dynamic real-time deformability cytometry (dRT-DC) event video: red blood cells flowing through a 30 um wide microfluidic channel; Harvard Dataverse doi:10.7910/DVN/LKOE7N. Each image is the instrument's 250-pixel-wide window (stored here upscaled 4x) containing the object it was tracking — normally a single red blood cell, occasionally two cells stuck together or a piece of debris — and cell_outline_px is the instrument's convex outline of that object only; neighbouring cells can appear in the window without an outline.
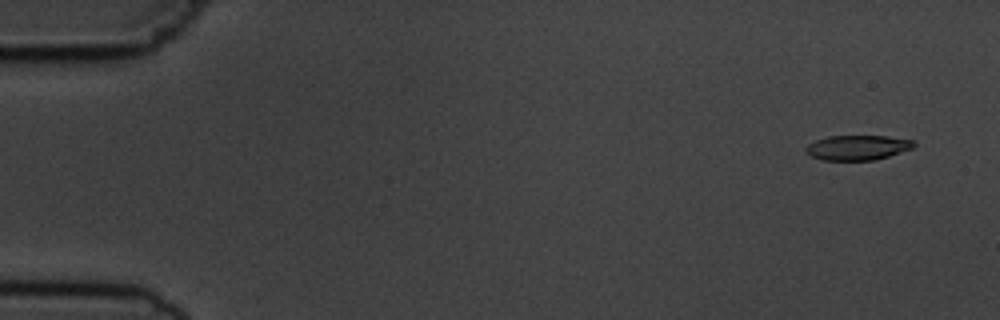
{"species": "common noctule bat (a hibernating species)", "species_latin": "Nyctalus noctula", "temperature_condition": "cold", "stored_images_in_passage": 10, "camera_frame_rate_fps": 3000, "um_per_image_px": 0.085, "animal": {"sex": "male", "body_mass_g": 19.5, "forearm_length_mm": 54.6}, "frame": {"image": 1, "passage_image": 1, "time_ms": 0.0, "image_size_px": [1000, 320], "cell_outline_px": [[916, 144], [912, 148], [888, 156], [872, 160], [824, 160], [812, 156], [804, 152], [804, 148], [808, 144], [816, 140], [828, 136], [884, 136], [912, 140]], "centroid_in_image_um": [72.84, 12.54], "position_along_channel_um": 12.2, "area_um2": 15.49}}
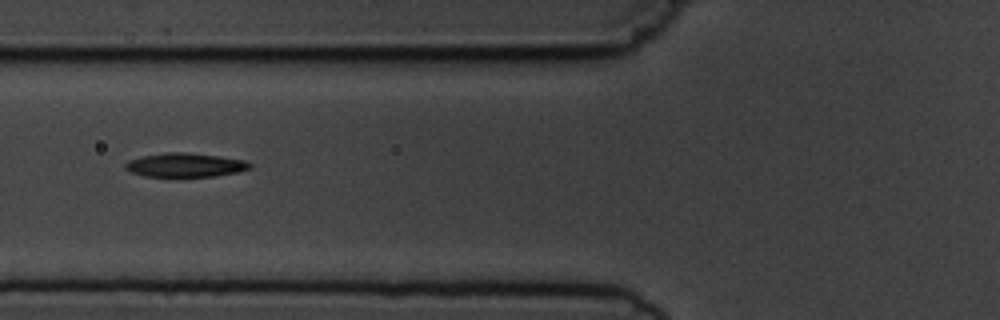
{"frame": {"image": 2, "passage_image": 6, "time_ms": 6.0, "image_size_px": [1000, 320], "cell_outline_px": [[252, 168], [236, 172], [212, 176], [144, 176], [132, 172], [124, 168], [124, 164], [128, 160], [144, 156], [168, 152], [184, 152], [216, 156], [244, 160], [252, 164]], "centroid_in_image_um": [15.72, 14.02], "position_along_channel_um": 110.1, "area_um2": 17.05}}
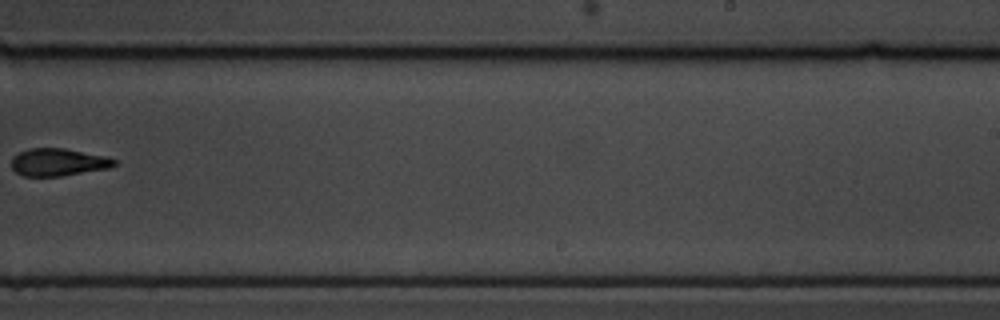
{"frame": {"image": 3, "passage_image": 10, "time_ms": 10.667, "image_size_px": [1000, 320], "cell_outline_px": [[116, 164], [108, 168], [60, 176], [24, 176], [16, 172], [12, 168], [12, 156], [28, 148], [64, 148], [104, 156], [116, 160]], "centroid_in_image_um": [4.91, 13.78], "position_along_channel_um": 284.1, "area_um2": 16.3}}